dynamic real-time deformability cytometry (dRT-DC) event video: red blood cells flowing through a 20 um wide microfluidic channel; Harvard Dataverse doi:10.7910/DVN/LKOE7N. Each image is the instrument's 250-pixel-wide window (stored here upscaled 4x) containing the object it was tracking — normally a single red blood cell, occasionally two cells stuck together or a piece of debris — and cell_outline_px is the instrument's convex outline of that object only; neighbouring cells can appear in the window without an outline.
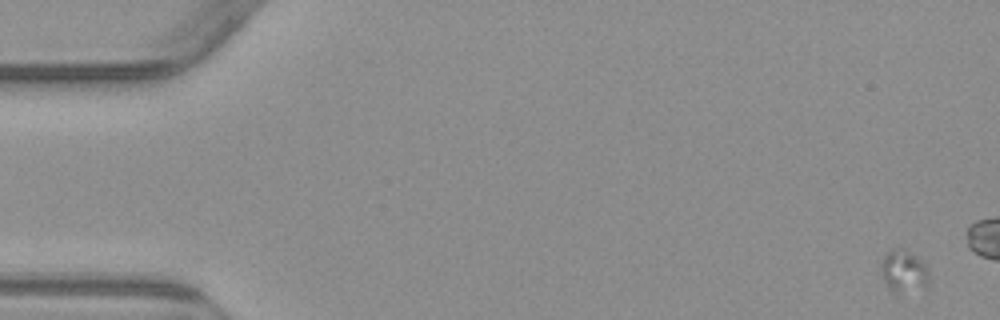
{"species": "common noctule bat (a hibernating species)", "species_latin": "Nyctalus noctula", "temperature_condition": "warm", "stored_images_in_passage": 3, "segment_of_instrument_passage": [2, 2], "camera_frame_rate_fps": 3000, "um_per_image_px": 0.085, "animal": {"sex": "male", "body_mass_g": 23.1, "forearm_length_mm": 52.7}, "frame": {"image": 1, "passage_image": 3, "time_ms": 3.333, "image_size_px": [1000, 320], "cell_outline_px": [[928, 280], [924, 288], [896, 292], [888, 288], [880, 276], [880, 272], [884, 256], [892, 248], [904, 248], [920, 260], [928, 268]], "centroid_in_image_um": [76.78, 23.03], "position_along_channel_um": 8.2, "area_um2": 11.62}}